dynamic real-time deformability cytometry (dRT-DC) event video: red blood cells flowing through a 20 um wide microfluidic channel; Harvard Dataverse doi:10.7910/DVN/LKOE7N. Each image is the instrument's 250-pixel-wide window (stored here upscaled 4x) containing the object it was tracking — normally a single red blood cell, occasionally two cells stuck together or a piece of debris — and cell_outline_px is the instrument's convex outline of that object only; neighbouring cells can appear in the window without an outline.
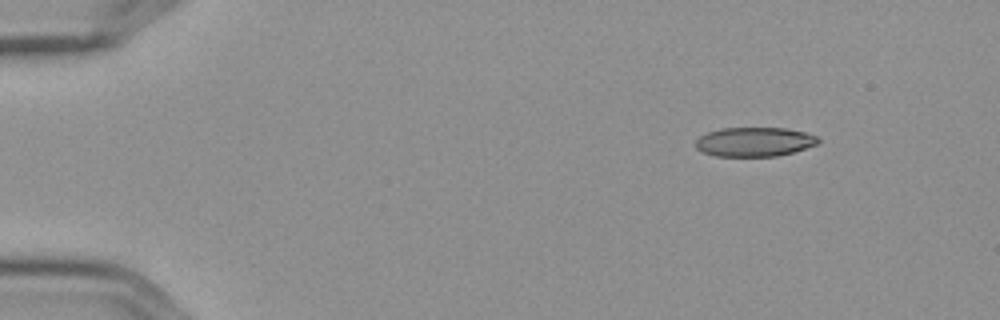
{"species": "Egyptian fruit bat (a non-hibernating species)", "species_latin": "Rousettus aegyptiacus", "temperature_condition": "cold", "stored_images_in_passage": 4, "camera_frame_rate_fps": 3000, "um_per_image_px": 0.085, "frame": {"image": 1, "passage_image": 1, "time_ms": 0.0, "image_size_px": [1000, 320], "cell_outline_px": [[820, 144], [792, 152], [776, 156], [716, 156], [704, 152], [696, 148], [696, 140], [700, 136], [708, 132], [720, 128], [784, 128], [804, 132], [816, 136], [820, 140]], "centroid_in_image_um": [64.14, 12.05], "position_along_channel_um": 20.9, "area_um2": 20.81}}
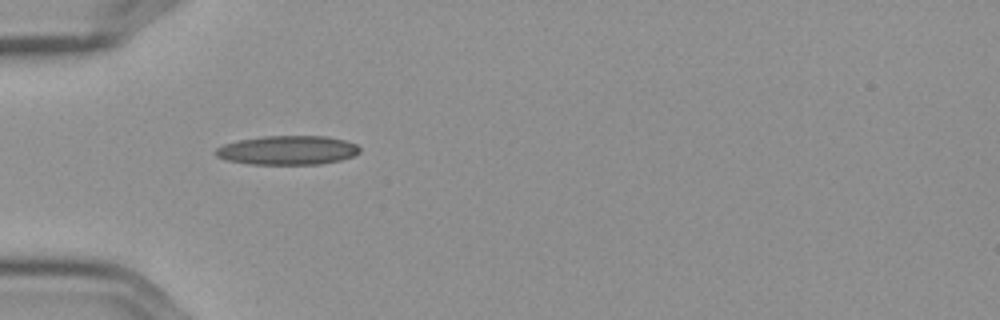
{"frame": {"image": 2, "passage_image": 4, "time_ms": 1.0, "image_size_px": [1000, 320], "cell_outline_px": [[360, 152], [352, 156], [340, 160], [320, 164], [248, 164], [228, 160], [216, 156], [216, 148], [224, 144], [240, 140], [264, 136], [328, 136], [344, 140], [356, 144], [360, 148]], "centroid_in_image_um": [24.46, 12.77], "position_along_channel_um": 60.5, "area_um2": 24.28}}